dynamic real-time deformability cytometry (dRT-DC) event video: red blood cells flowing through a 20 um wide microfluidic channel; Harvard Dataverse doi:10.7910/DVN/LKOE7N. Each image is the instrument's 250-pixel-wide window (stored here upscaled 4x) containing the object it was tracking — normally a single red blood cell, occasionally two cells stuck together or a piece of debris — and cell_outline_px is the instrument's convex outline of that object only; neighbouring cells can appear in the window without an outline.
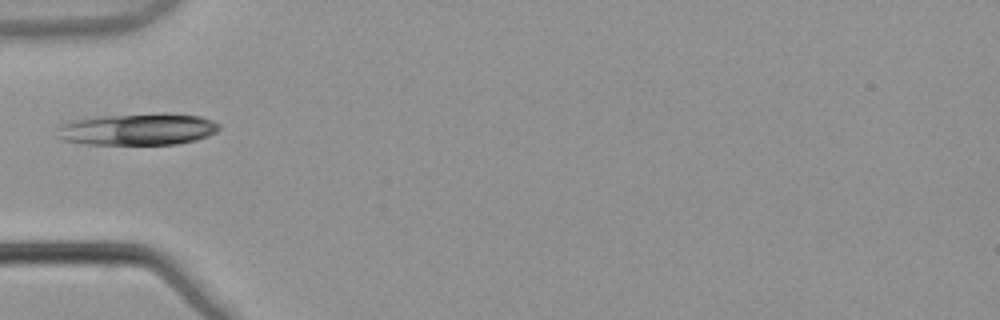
{"species": "common noctule bat (a hibernating species)", "species_latin": "Nyctalus noctula", "temperature_condition": "warm", "stored_images_in_passage": 2, "camera_frame_rate_fps": 3000, "um_per_image_px": 0.085, "animal": {"sex": "male", "body_mass_g": 21.5, "forearm_length_mm": 52.0}, "frame": {"image": 1, "passage_image": 1, "time_ms": 0.0, "image_size_px": [1000, 320], "cell_outline_px": [[220, 128], [216, 132], [208, 136], [196, 140], [176, 144], [88, 144], [60, 140], [56, 136], [56, 128], [60, 124], [72, 120], [96, 116], [168, 112], [200, 116], [212, 120], [220, 124]], "centroid_in_image_um": [11.69, 10.97], "position_along_channel_um": 73.3, "area_um2": 30.63}}
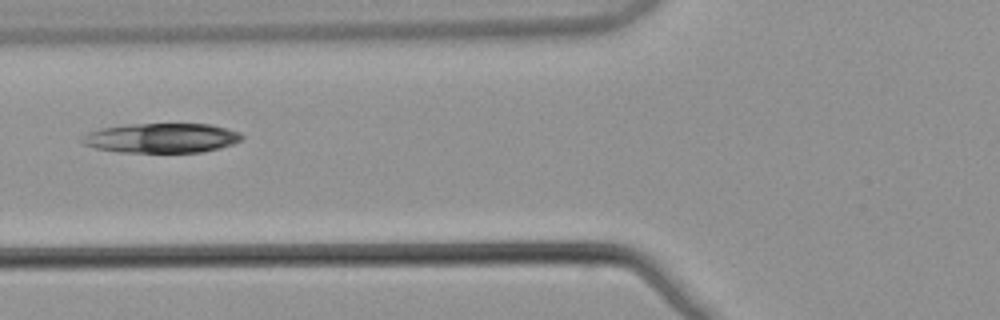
{"frame": {"image": 2, "passage_image": 2, "time_ms": 0.333, "image_size_px": [1000, 320], "cell_outline_px": [[244, 136], [240, 140], [232, 144], [220, 148], [204, 152], [120, 152], [96, 148], [84, 144], [80, 140], [88, 132], [100, 128], [128, 124], [212, 124], [240, 132]], "centroid_in_image_um": [13.75, 11.73], "position_along_channel_um": 112.1, "area_um2": 27.57}}